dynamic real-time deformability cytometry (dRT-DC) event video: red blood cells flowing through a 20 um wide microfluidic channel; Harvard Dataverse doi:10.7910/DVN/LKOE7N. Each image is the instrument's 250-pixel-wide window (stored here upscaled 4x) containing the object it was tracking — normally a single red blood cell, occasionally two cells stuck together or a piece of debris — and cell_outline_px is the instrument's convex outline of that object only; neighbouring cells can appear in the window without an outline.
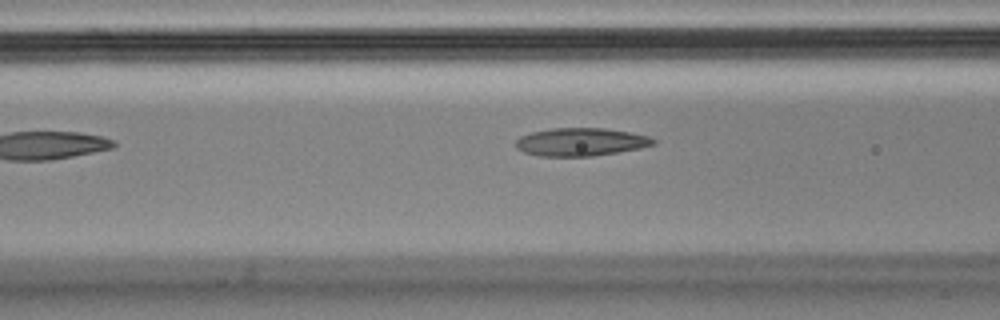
{"species": "Egyptian fruit bat (a non-hibernating species)", "species_latin": "Rousettus aegyptiacus", "temperature_condition": "cold", "stored_images_in_passage": 8, "camera_frame_rate_fps": 3000, "um_per_image_px": 0.085, "animal": {"sex": "male"}, "frame": {"image": 1, "passage_image": 5, "time_ms": 1.333, "image_size_px": [1000, 320], "cell_outline_px": [[656, 144], [640, 148], [592, 156], [540, 156], [524, 152], [516, 148], [516, 140], [520, 136], [532, 132], [552, 128], [604, 128], [628, 132], [648, 136], [656, 140]], "centroid_in_image_um": [49.35, 12.06], "position_along_channel_um": 117.2, "area_um2": 22.31}}
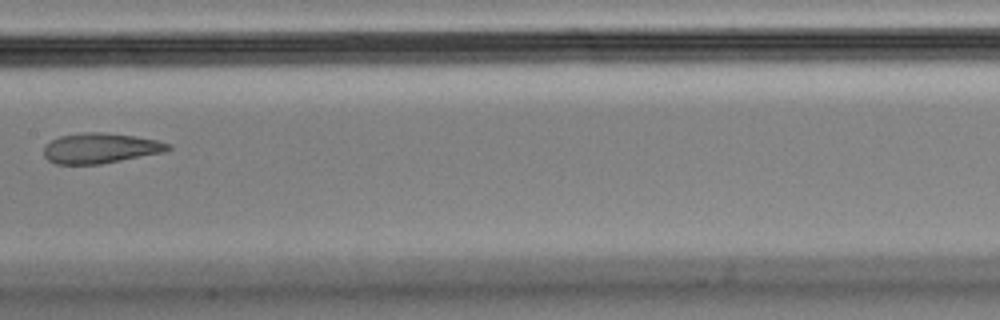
{"frame": {"image": 2, "passage_image": 7, "time_ms": 2.0, "image_size_px": [1000, 320], "cell_outline_px": [[172, 148], [164, 152], [100, 164], [56, 164], [48, 160], [44, 156], [44, 148], [52, 140], [60, 136], [84, 132], [100, 132], [136, 136], [156, 140], [172, 144]], "centroid_in_image_um": [8.55, 12.59], "position_along_channel_um": 198.8, "area_um2": 21.79}}
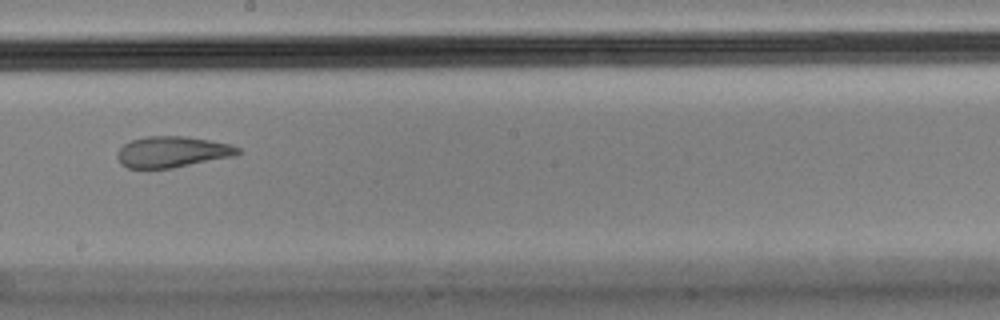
{"frame": {"image": 3, "passage_image": 8, "time_ms": 2.333, "image_size_px": [1000, 320], "cell_outline_px": [[240, 152], [236, 156], [172, 168], [128, 168], [120, 164], [116, 156], [116, 152], [124, 144], [132, 140], [148, 136], [184, 136], [232, 144], [240, 148]], "centroid_in_image_um": [14.65, 12.91], "position_along_channel_um": 233.6, "area_um2": 21.91}}